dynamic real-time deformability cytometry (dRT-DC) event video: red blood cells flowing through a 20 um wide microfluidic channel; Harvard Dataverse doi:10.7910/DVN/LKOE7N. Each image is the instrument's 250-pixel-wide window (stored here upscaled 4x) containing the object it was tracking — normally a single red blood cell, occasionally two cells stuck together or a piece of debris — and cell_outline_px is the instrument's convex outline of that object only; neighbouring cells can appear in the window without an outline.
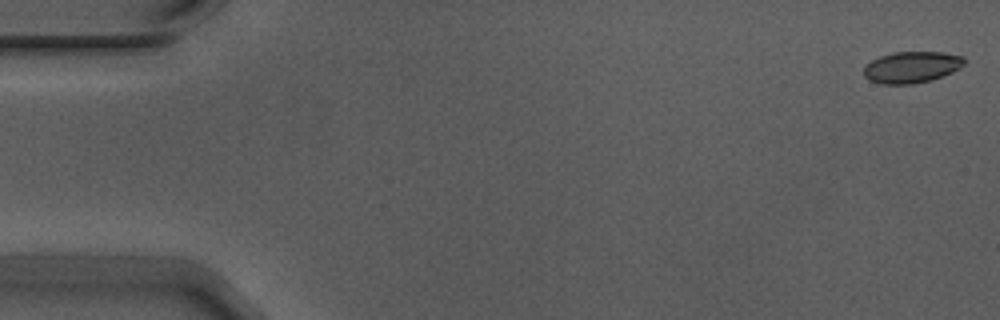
{"species": "Egyptian fruit bat (a non-hibernating species)", "species_latin": "Rousettus aegyptiacus", "temperature_condition": "warm", "stored_images_in_passage": 55, "camera_frame_rate_fps": 3000, "um_per_image_px": 0.085, "animal": {"sex": "male"}, "frame": {"image": 1, "passage_image": 1, "time_ms": 0.0, "image_size_px": [1000, 320], "cell_outline_px": [[964, 64], [960, 68], [952, 72], [932, 80], [912, 84], [880, 84], [868, 80], [864, 76], [864, 68], [872, 60], [880, 56], [892, 52], [940, 52], [964, 56]], "centroid_in_image_um": [77.48, 5.71], "position_along_channel_um": 7.5, "area_um2": 18.44}}
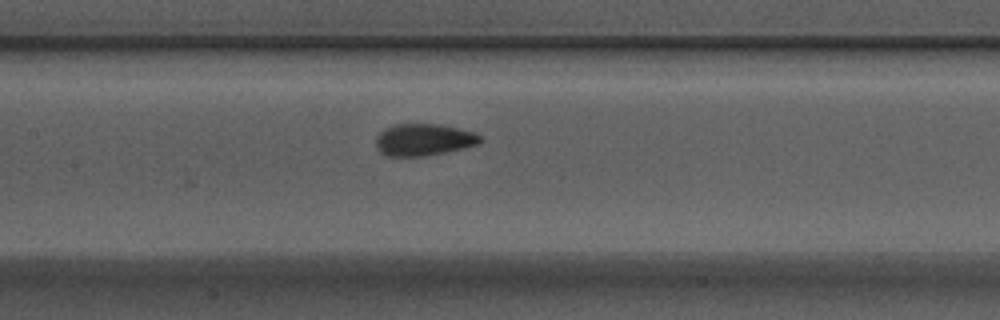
{"frame": {"image": 2, "passage_image": 26, "time_ms": 8.333, "image_size_px": [1000, 320], "cell_outline_px": [[484, 140], [480, 144], [444, 152], [424, 156], [384, 156], [376, 148], [376, 136], [384, 128], [392, 124], [436, 124], [456, 128], [472, 132], [484, 136]], "centroid_in_image_um": [36.0, 11.88], "position_along_channel_um": 171.4, "area_um2": 19.54}}
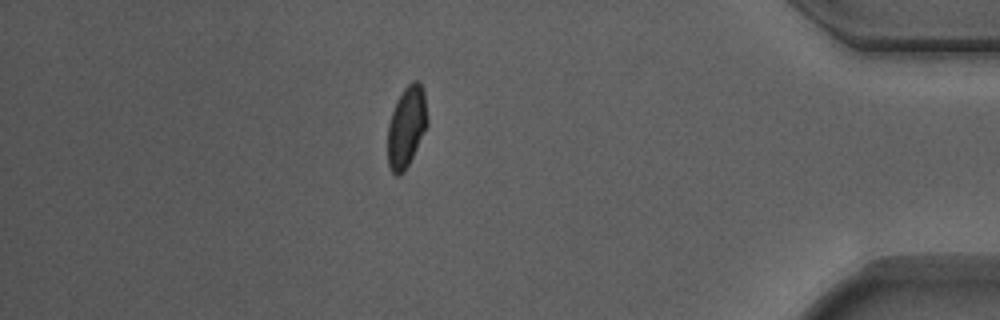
{"frame": {"image": 3, "passage_image": 48, "time_ms": 15.667, "image_size_px": [1000, 320], "cell_outline_px": [[428, 124], [404, 172], [400, 176], [396, 176], [392, 172], [388, 164], [388, 124], [396, 100], [404, 88], [412, 80], [420, 80], [424, 88], [428, 120]], "centroid_in_image_um": [34.56, 10.73], "position_along_channel_um": 400.6, "area_um2": 18.84}, "authors_computed_cell_mechanics": {"area_um2": 19.0162, "velocity_mm_per_s": 3.7211, "shape_relaxation_time_tau1_ms": 5.3204, "shape_relaxation_time_tau2_ms": 0.6463, "deformation_change_tau1": 0.1541, "deformation_change_tau2": 0.061}}